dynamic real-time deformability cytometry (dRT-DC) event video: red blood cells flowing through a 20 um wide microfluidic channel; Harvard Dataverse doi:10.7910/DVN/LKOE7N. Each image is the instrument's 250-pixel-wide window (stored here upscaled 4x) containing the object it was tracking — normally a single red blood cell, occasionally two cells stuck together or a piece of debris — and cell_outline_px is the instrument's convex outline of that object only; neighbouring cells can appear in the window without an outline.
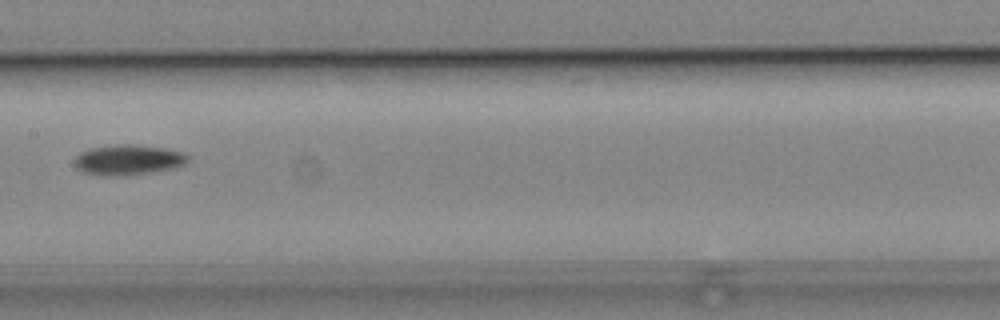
{"species": "common noctule bat (a hibernating species)", "species_latin": "Nyctalus noctula", "temperature_condition": "cold", "stored_images_in_passage": 4, "camera_frame_rate_fps": 3000, "um_per_image_px": 0.085, "animal": {"sex": "male", "body_mass_g": 19.2, "forearm_length_mm": 51.8}, "frame": {"image": 1, "passage_image": 4, "time_ms": 3.333, "image_size_px": [1000, 320], "cell_outline_px": [[188, 160], [184, 164], [176, 168], [152, 172], [116, 176], [104, 176], [84, 172], [76, 168], [76, 156], [80, 152], [88, 148], [120, 144], [136, 144], [164, 148], [184, 152], [188, 156]], "centroid_in_image_um": [10.91, 13.58], "position_along_channel_um": 196.5, "area_um2": 20.06}}